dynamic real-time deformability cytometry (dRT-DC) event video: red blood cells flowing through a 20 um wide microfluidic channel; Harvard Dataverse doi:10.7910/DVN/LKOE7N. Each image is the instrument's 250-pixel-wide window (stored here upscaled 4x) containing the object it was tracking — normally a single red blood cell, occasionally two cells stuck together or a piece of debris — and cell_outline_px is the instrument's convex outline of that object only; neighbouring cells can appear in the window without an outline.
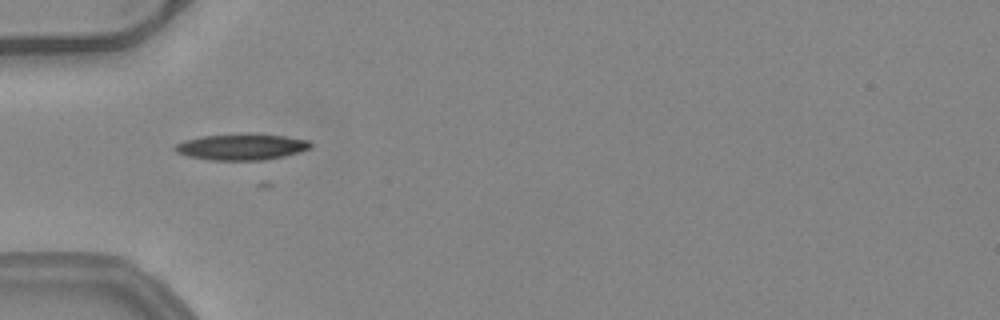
{"species": "common noctule bat (a hibernating species)", "species_latin": "Nyctalus noctula", "temperature_condition": "warm", "stored_images_in_passage": 36, "camera_frame_rate_fps": 3000, "um_per_image_px": 0.085, "animal": {"sex": "female", "body_mass_g": 24.6, "forearm_length_mm": 56.2}, "frame": {"image": 1, "passage_image": 1, "time_ms": 0.0, "image_size_px": [1000, 320], "cell_outline_px": [[312, 148], [300, 152], [284, 156], [264, 160], [208, 160], [188, 156], [176, 152], [172, 148], [176, 144], [184, 140], [204, 136], [244, 132], [284, 136], [308, 140], [312, 144]], "centroid_in_image_um": [20.53, 12.47], "position_along_channel_um": 64.5, "area_um2": 21.04}}
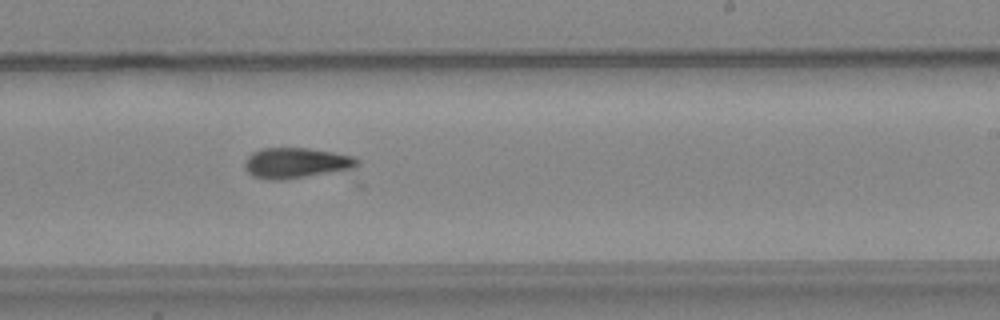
{"frame": {"image": 2, "passage_image": 16, "time_ms": 5.0, "image_size_px": [1000, 320], "cell_outline_px": [[360, 160], [352, 172], [284, 180], [268, 180], [252, 176], [244, 168], [244, 160], [252, 152], [260, 148], [308, 148], [332, 152], [352, 156]], "centroid_in_image_um": [25.24, 13.89], "position_along_channel_um": 263.8, "area_um2": 20.98}}
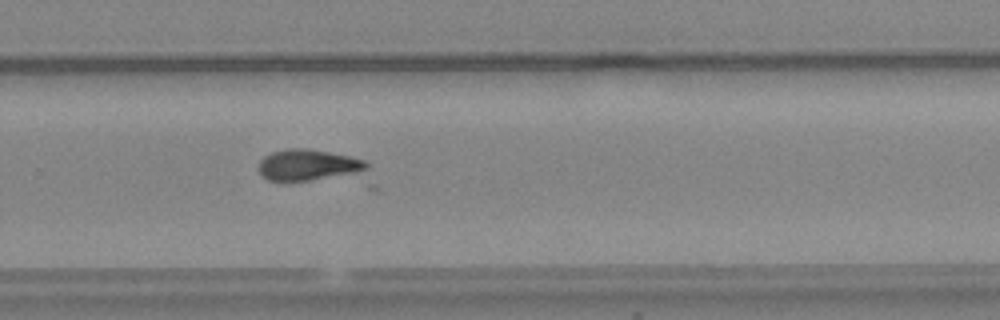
{"frame": {"image": 3, "passage_image": 19, "time_ms": 6.0, "image_size_px": [1000, 320], "cell_outline_px": [[368, 168], [364, 172], [288, 184], [284, 184], [268, 180], [260, 176], [260, 160], [264, 156], [272, 152], [284, 148], [304, 148], [328, 152], [368, 160]], "centroid_in_image_um": [26.16, 14.07], "position_along_channel_um": 303.6, "area_um2": 20.35}}